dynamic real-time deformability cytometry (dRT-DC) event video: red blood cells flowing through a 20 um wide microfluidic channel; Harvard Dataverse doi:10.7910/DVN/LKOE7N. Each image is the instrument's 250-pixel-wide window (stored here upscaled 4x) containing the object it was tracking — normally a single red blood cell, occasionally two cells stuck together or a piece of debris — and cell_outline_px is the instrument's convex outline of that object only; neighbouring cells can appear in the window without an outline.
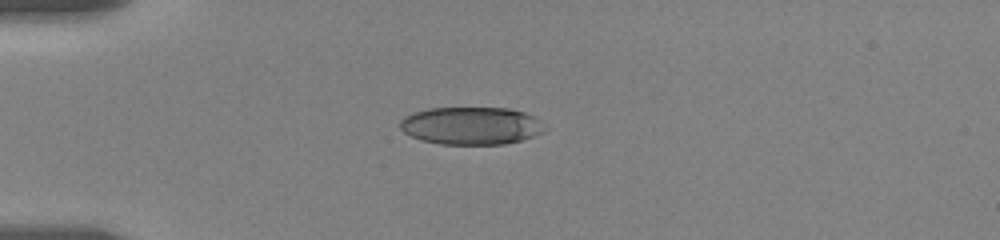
{"species": "human", "species_latin": "Homo sapiens", "temperature_condition": "room temperature", "stored_images_in_passage": 36, "camera_frame_rate_fps": 3000, "um_per_image_px": 0.085, "donor": {"sex": "female"}, "frame": {"image": 1, "passage_image": 1, "time_ms": 0.0, "image_size_px": [1000, 240], "cell_outline_px": [[548, 128], [544, 132], [520, 140], [504, 144], [440, 144], [420, 140], [404, 132], [400, 128], [400, 120], [404, 116], [412, 112], [428, 108], [508, 108], [524, 112], [536, 116], [548, 124]], "centroid_in_image_um": [40.09, 10.68], "position_along_channel_um": 44.9, "area_um2": 32.19}}
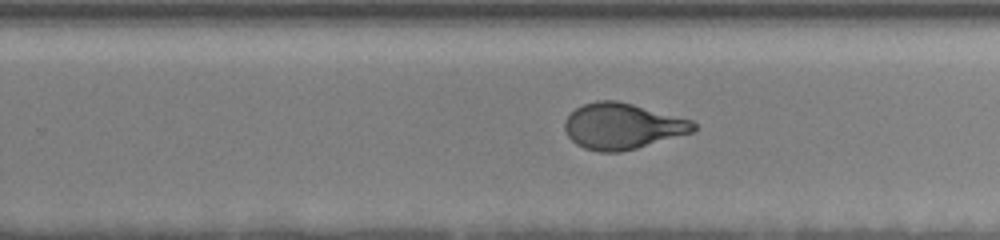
{"frame": {"image": 2, "passage_image": 18, "time_ms": 7.333, "image_size_px": [1000, 240], "cell_outline_px": [[696, 132], [636, 148], [620, 152], [600, 152], [584, 148], [576, 144], [568, 136], [564, 128], [564, 120], [576, 108], [584, 104], [596, 100], [616, 100], [632, 104], [692, 120], [696, 124]], "centroid_in_image_um": [52.91, 10.73], "position_along_channel_um": 276.9, "area_um2": 34.51}}
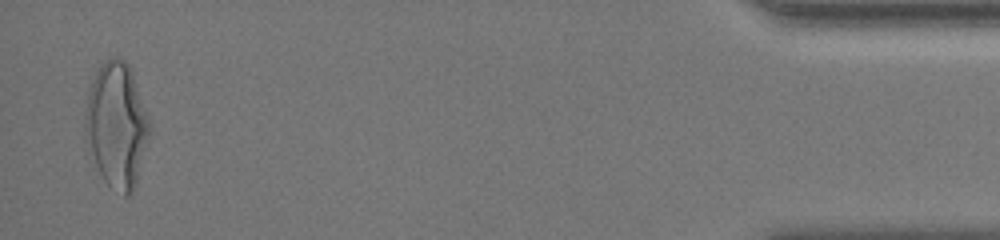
{"frame": {"image": 3, "passage_image": 36, "time_ms": 13.667, "image_size_px": [1000, 240], "cell_outline_px": [[148, 136], [136, 184], [132, 192], [128, 196], [124, 196], [108, 184], [104, 180], [96, 164], [84, 136], [84, 116], [88, 92], [96, 72], [108, 60], [116, 56], [124, 60], [128, 64], [132, 72], [148, 120]], "centroid_in_image_um": [9.88, 10.64], "position_along_channel_um": 425.3, "area_um2": 45.72}, "authors_computed_cell_mechanics": {"area_um2": 34.969, "velocity_mm_per_s": 3.5166, "shape_relaxation_time_tau1_ms": 5.0134, "shape_relaxation_time_tau2_ms": null, "deformation_change_tau1": 0.2026, "deformation_change_tau2": null}}